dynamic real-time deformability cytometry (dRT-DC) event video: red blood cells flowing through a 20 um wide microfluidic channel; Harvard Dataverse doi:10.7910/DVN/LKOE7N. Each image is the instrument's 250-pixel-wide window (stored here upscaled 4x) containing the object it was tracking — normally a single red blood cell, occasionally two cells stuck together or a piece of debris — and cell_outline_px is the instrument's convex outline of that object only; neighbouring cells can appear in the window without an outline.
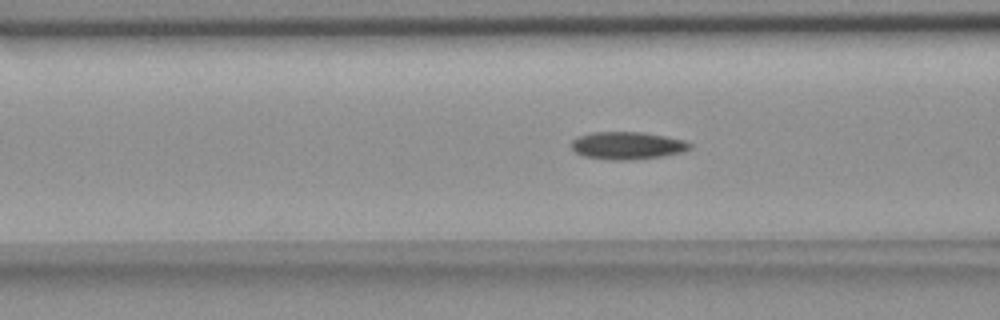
{"species": "common noctule bat (a hibernating species)", "species_latin": "Nyctalus noctula", "temperature_condition": "room temperature", "stored_images_in_passage": 40, "segment_of_instrument_passage": [1, 2], "camera_frame_rate_fps": 3000, "um_per_image_px": 0.085, "animal": {"sex": "female", "body_mass_g": 18.4}, "frame": {"image": 1, "passage_image": 5, "time_ms": 1.333, "image_size_px": [1000, 320], "cell_outline_px": [[692, 148], [684, 152], [664, 156], [628, 160], [608, 160], [584, 156], [576, 152], [572, 148], [572, 140], [580, 136], [592, 132], [644, 132], [684, 140], [692, 144]], "centroid_in_image_um": [53.36, 12.38], "position_along_channel_um": 113.2, "area_um2": 19.07}}
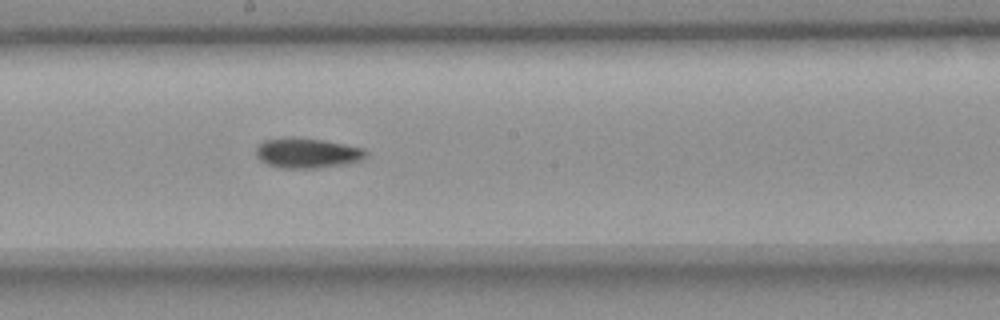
{"frame": {"image": 2, "passage_image": 14, "time_ms": 4.333, "image_size_px": [1000, 320], "cell_outline_px": [[368, 156], [360, 160], [344, 164], [316, 168], [284, 168], [268, 164], [260, 160], [256, 156], [256, 148], [264, 140], [284, 136], [292, 136], [324, 140], [364, 148], [368, 152]], "centroid_in_image_um": [26.11, 12.98], "position_along_channel_um": 222.1, "area_um2": 19.42}}
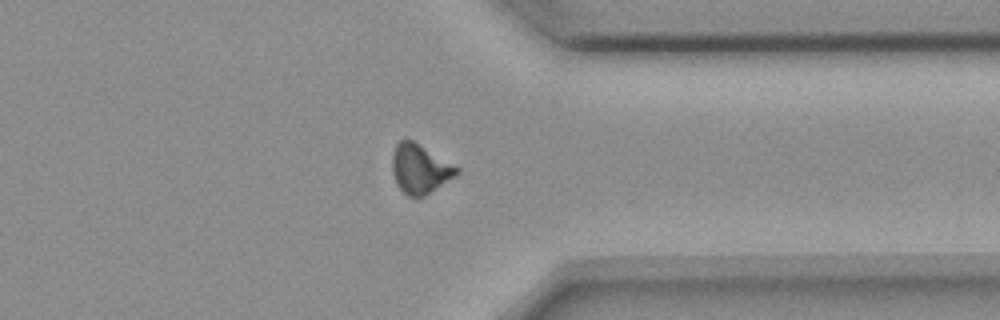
{"frame": {"image": 3, "passage_image": 27, "time_ms": 8.667, "image_size_px": [1000, 320], "cell_outline_px": [[460, 172], [456, 176], [420, 200], [416, 200], [408, 196], [396, 184], [392, 172], [392, 156], [396, 144], [400, 140], [412, 140], [460, 168]], "centroid_in_image_um": [35.7, 14.41], "position_along_channel_um": 375.7, "area_um2": 18.79}}